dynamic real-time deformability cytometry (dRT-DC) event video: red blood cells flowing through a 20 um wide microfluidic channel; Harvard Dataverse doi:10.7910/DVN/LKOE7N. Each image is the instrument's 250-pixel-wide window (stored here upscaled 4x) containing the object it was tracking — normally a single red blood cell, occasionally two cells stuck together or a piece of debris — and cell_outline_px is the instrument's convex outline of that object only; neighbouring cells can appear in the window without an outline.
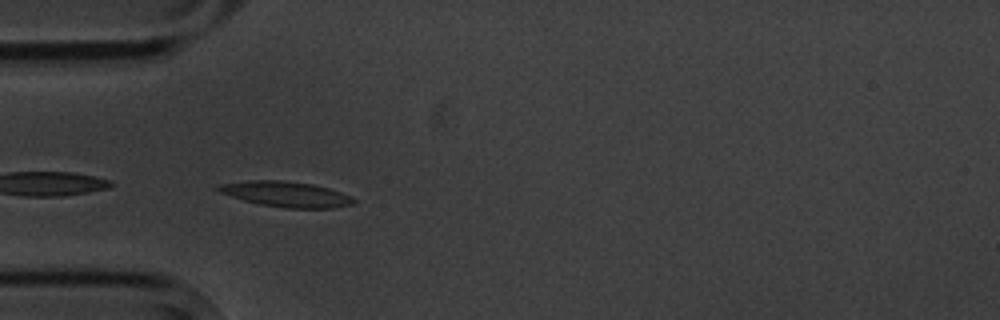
{"species": "common noctule bat (a hibernating species)", "species_latin": "Nyctalus noctula", "temperature_condition": "cold", "stored_images_in_passage": 8, "camera_frame_rate_fps": 3000, "um_per_image_px": 0.085, "animal": {"sex": "male", "body_mass_g": 20.1, "forearm_length_mm": 53.5}, "frame": {"image": 1, "passage_image": 5, "time_ms": 4.667, "image_size_px": [1000, 320], "cell_outline_px": [[356, 200], [352, 204], [332, 208], [284, 208], [260, 204], [244, 200], [220, 192], [212, 188], [216, 184], [248, 180], [280, 180], [312, 184], [328, 188], [352, 196]], "centroid_in_image_um": [24.27, 16.49], "position_along_channel_um": 60.7, "area_um2": 20.11}}
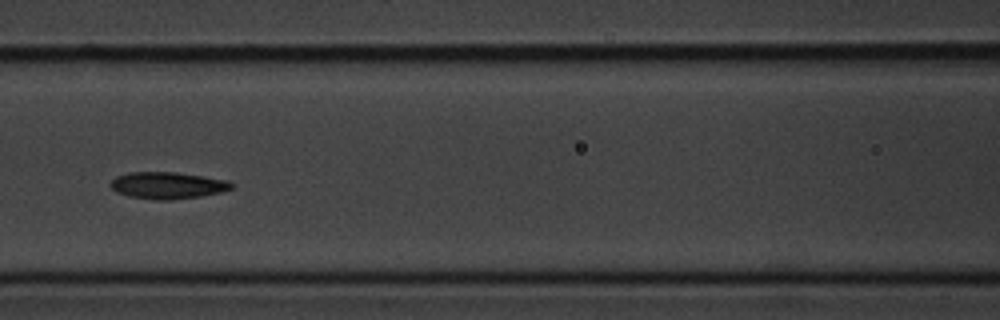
{"frame": {"image": 2, "passage_image": 7, "time_ms": 7.333, "image_size_px": [1000, 320], "cell_outline_px": [[236, 184], [232, 188], [220, 192], [200, 196], [172, 200], [156, 200], [128, 196], [116, 192], [108, 184], [116, 176], [128, 172], [176, 172], [204, 176], [228, 180]], "centroid_in_image_um": [14.24, 15.75], "position_along_channel_um": 152.4, "area_um2": 19.07}}
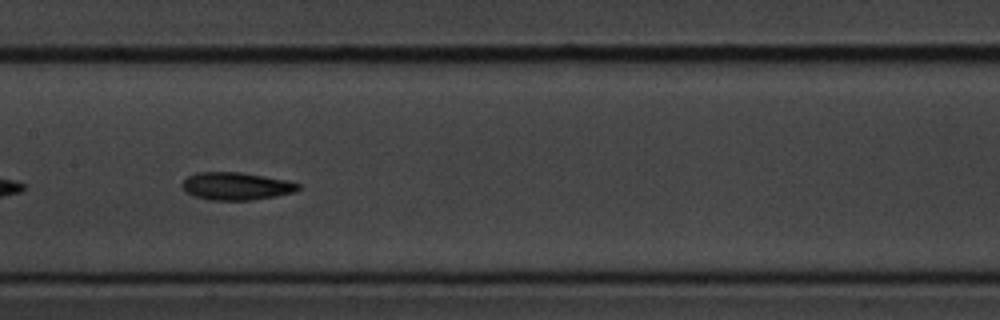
{"frame": {"image": 3, "passage_image": 8, "time_ms": 8.333, "image_size_px": [1000, 320], "cell_outline_px": [[300, 188], [296, 192], [276, 196], [252, 200], [212, 200], [192, 196], [184, 192], [180, 184], [188, 176], [196, 172], [240, 172], [264, 176], [284, 180], [300, 184]], "centroid_in_image_um": [20.03, 15.83], "position_along_channel_um": 187.4, "area_um2": 18.84}}